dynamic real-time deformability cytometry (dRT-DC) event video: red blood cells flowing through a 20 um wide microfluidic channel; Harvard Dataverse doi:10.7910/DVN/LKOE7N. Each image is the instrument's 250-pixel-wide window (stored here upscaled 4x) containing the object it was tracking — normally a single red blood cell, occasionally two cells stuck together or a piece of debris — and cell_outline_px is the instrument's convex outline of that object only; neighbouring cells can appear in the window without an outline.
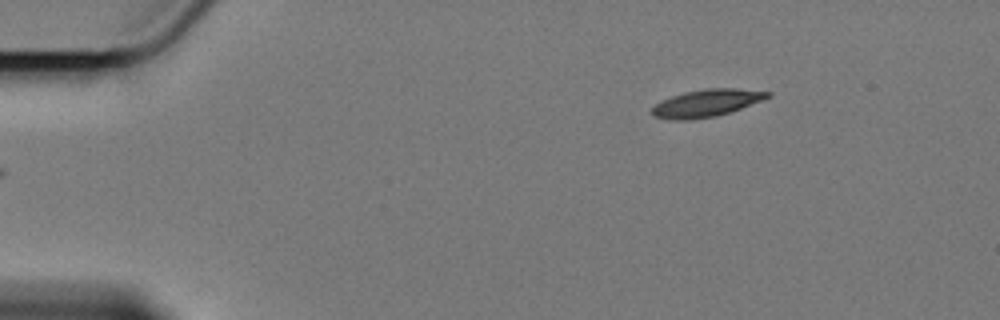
{"species": "Egyptian fruit bat (a non-hibernating species)", "species_latin": "Rousettus aegyptiacus", "temperature_condition": "cold", "stored_images_in_passage": 51, "camera_frame_rate_fps": 3000, "um_per_image_px": 0.085, "animal": {"sex": "female"}, "frame": {"image": 1, "passage_image": 1, "time_ms": 0.0, "image_size_px": [1000, 320], "cell_outline_px": [[772, 96], [740, 108], [716, 116], [692, 120], [672, 120], [652, 116], [652, 108], [656, 104], [672, 96], [684, 92], [708, 88], [736, 88], [772, 92]], "centroid_in_image_um": [60.05, 8.76], "position_along_channel_um": 24.9, "area_um2": 18.26}}
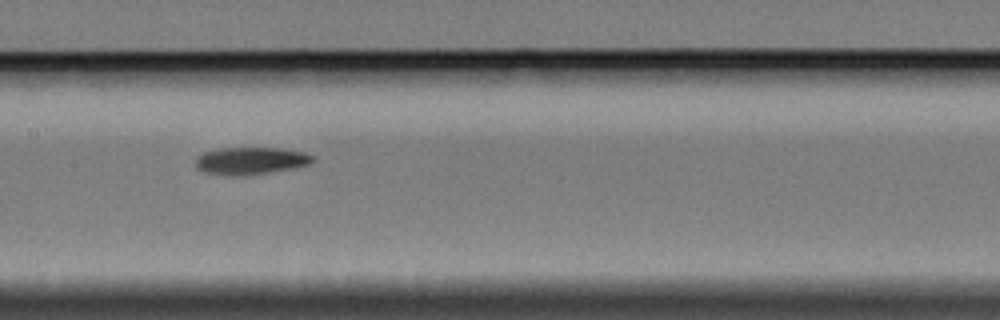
{"frame": {"image": 2, "passage_image": 22, "time_ms": 7.0, "image_size_px": [1000, 320], "cell_outline_px": [[316, 160], [308, 164], [292, 168], [244, 176], [232, 176], [204, 172], [196, 168], [196, 156], [204, 152], [220, 148], [284, 148], [304, 152], [316, 156]], "centroid_in_image_um": [21.32, 13.66], "position_along_channel_um": 186.1, "area_um2": 18.79}}
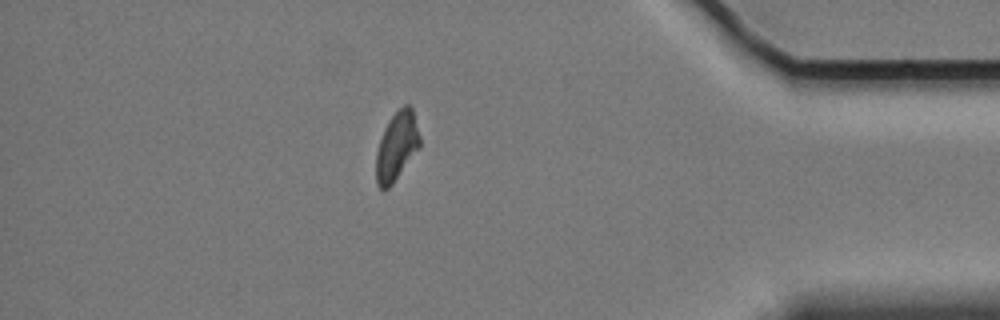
{"frame": {"image": 3, "passage_image": 44, "time_ms": 14.333, "image_size_px": [1000, 320], "cell_outline_px": [[420, 148], [392, 184], [388, 188], [380, 188], [376, 184], [376, 152], [384, 128], [388, 120], [404, 104], [408, 104], [412, 108], [420, 136]], "centroid_in_image_um": [33.72, 12.43], "position_along_channel_um": 401.5, "area_um2": 17.46}, "authors_computed_cell_mechanics": {"area_um2": 18.3804, "velocity_mm_per_s": 3.3912, "shape_relaxation_time_tau1_ms": 8.7666, "shape_relaxation_time_tau2_ms": null, "deformation_change_tau1": 0.1859, "deformation_change_tau2": null}}